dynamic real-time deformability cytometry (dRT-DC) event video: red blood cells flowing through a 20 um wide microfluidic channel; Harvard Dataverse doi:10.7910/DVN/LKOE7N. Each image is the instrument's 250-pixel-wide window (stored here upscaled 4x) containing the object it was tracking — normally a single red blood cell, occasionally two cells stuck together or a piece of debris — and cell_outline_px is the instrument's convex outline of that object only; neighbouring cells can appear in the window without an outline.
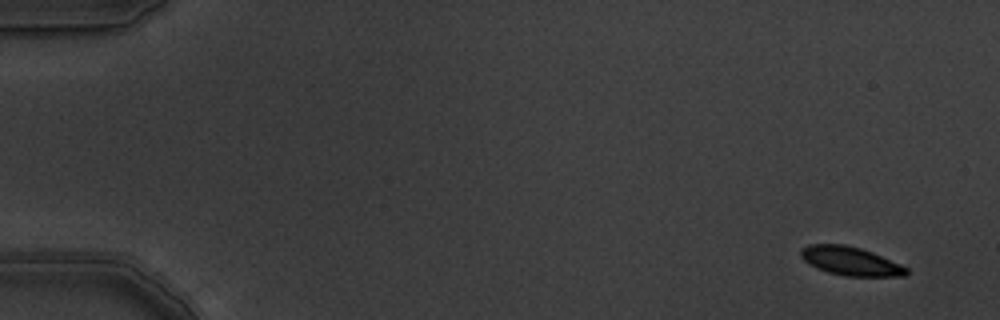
{"species": "common noctule bat (a hibernating species)", "species_latin": "Nyctalus noctula", "temperature_condition": "warm", "stored_images_in_passage": 4, "camera_frame_rate_fps": 3000, "um_per_image_px": 0.085, "animal": {"sex": "male", "body_mass_g": 19.5, "forearm_length_mm": 54.6}, "frame": {"image": 1, "passage_image": 1, "time_ms": 0.0, "image_size_px": [1000, 320], "cell_outline_px": [[908, 272], [904, 276], [844, 276], [828, 272], [816, 268], [808, 264], [800, 256], [800, 248], [808, 244], [844, 244], [860, 248], [872, 252], [900, 264], [908, 268]], "centroid_in_image_um": [72.25, 22.19], "position_along_channel_um": 12.8, "area_um2": 17.69}}